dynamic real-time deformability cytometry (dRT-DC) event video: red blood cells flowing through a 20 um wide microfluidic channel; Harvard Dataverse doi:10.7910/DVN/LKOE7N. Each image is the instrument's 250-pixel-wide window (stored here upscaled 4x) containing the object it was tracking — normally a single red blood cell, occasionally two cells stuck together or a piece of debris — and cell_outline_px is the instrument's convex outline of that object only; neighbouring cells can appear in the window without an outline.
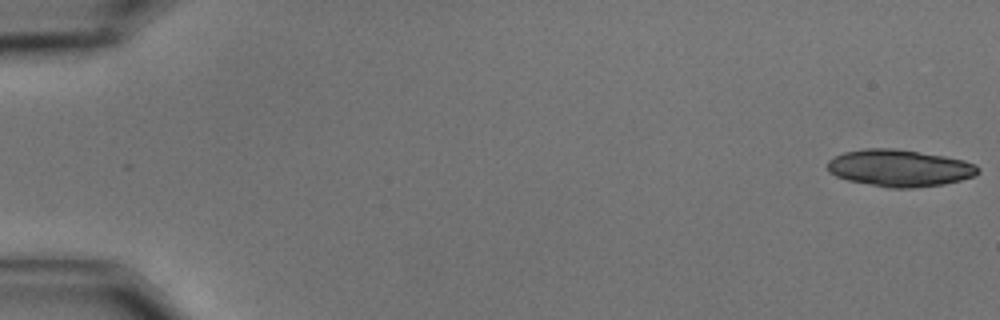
{"species": "common noctule bat (a hibernating species)", "species_latin": "Nyctalus noctula", "temperature_condition": "cold", "stored_images_in_passage": 22, "camera_frame_rate_fps": 3000, "um_per_image_px": 0.085, "animal": {"sex": "male", "body_mass_g": 15.6}, "frame": {"image": 1, "passage_image": 1, "time_ms": 0.0, "image_size_px": [1000, 320], "cell_outline_px": [[980, 172], [976, 176], [944, 184], [912, 188], [888, 188], [848, 180], [836, 176], [828, 172], [828, 160], [844, 152], [864, 148], [892, 148], [944, 156], [964, 160], [976, 164], [980, 168]], "centroid_in_image_um": [76.48, 14.29], "position_along_channel_um": 8.5, "area_um2": 32.48}}